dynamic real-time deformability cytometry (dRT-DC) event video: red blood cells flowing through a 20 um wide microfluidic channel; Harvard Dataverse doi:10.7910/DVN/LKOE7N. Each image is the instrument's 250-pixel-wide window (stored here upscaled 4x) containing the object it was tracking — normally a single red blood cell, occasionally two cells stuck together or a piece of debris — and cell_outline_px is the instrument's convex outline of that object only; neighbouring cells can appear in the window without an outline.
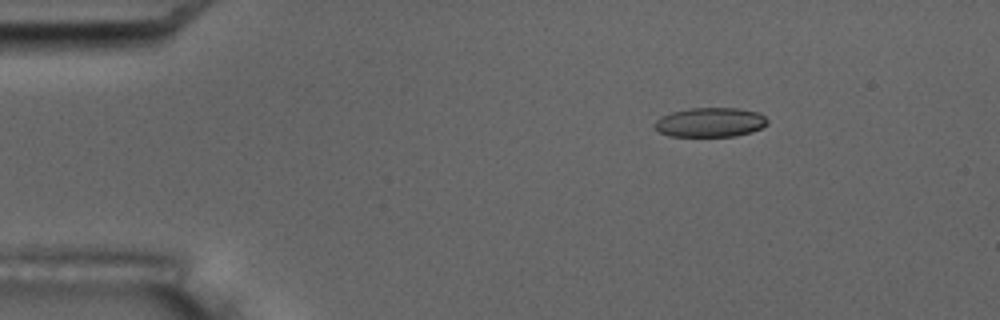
{"species": "common noctule bat (a hibernating species)", "species_latin": "Nyctalus noctula", "temperature_condition": "room temperature", "stored_images_in_passage": 5, "camera_frame_rate_fps": 3000, "um_per_image_px": 0.085, "animal": {"sex": "male", "body_mass_g": 17.5, "forearm_length_mm": 52.3}, "frame": {"image": 1, "passage_image": 3, "time_ms": 2.333, "image_size_px": [1000, 320], "cell_outline_px": [[768, 124], [752, 132], [736, 136], [668, 136], [660, 132], [656, 128], [656, 120], [660, 116], [672, 112], [688, 108], [740, 108], [760, 112], [768, 120]], "centroid_in_image_um": [60.4, 10.39], "position_along_channel_um": 24.6, "area_um2": 19.42}}